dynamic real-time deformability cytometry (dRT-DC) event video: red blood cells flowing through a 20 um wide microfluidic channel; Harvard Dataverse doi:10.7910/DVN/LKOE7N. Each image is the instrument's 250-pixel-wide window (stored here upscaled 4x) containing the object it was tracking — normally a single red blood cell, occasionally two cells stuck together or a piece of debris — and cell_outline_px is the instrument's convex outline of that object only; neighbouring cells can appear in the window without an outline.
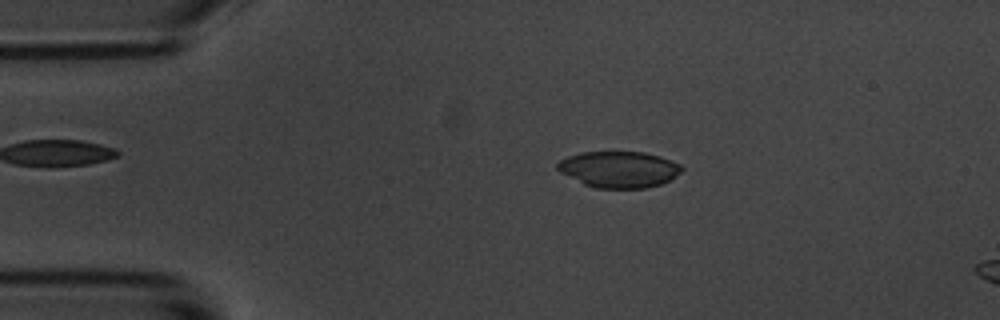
{"species": "common noctule bat (a hibernating species)", "species_latin": "Nyctalus noctula", "temperature_condition": "room temperature", "stored_images_in_passage": 9, "camera_frame_rate_fps": 3000, "um_per_image_px": 0.085, "animal": {"sex": "male", "body_mass_g": 20.1, "forearm_length_mm": 53.5}, "frame": {"image": 1, "passage_image": 2, "time_ms": 1.0, "image_size_px": [1000, 320], "cell_outline_px": [[684, 168], [680, 172], [668, 180], [660, 184], [644, 188], [596, 188], [584, 184], [560, 172], [556, 168], [556, 164], [560, 160], [568, 156], [580, 152], [644, 152], [660, 156], [672, 160], [680, 164]], "centroid_in_image_um": [52.6, 14.39], "position_along_channel_um": 32.4, "area_um2": 26.18}}
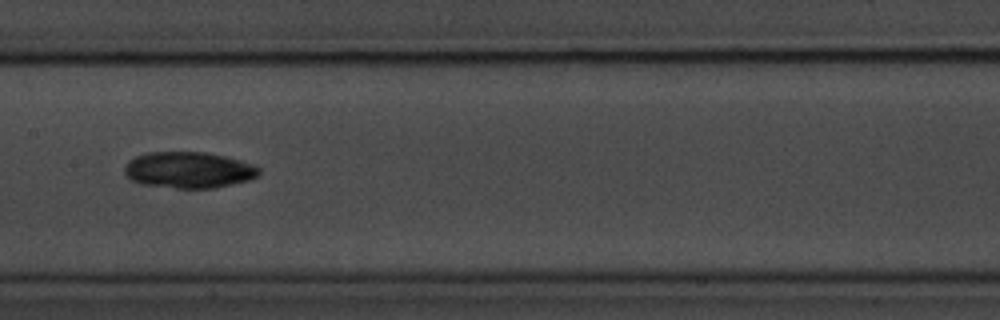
{"frame": {"image": 2, "passage_image": 7, "time_ms": 6.667, "image_size_px": [1000, 320], "cell_outline_px": [[260, 172], [256, 176], [248, 180], [232, 184], [212, 188], [176, 188], [140, 184], [132, 180], [124, 172], [124, 168], [128, 160], [136, 156], [148, 152], [204, 152], [224, 156], [256, 164], [260, 168]], "centroid_in_image_um": [16.04, 14.44], "position_along_channel_um": 191.4, "area_um2": 28.44}}
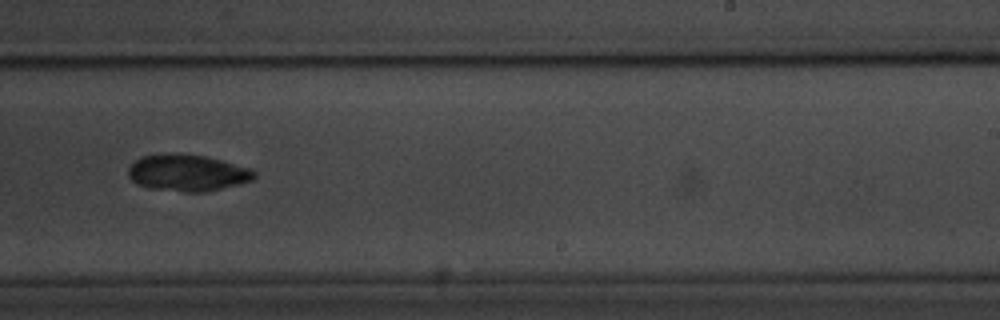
{"frame": {"image": 3, "passage_image": 9, "time_ms": 9.0, "image_size_px": [1000, 320], "cell_outline_px": [[256, 176], [252, 180], [240, 184], [208, 192], [184, 192], [148, 188], [136, 184], [128, 176], [128, 168], [140, 156], [168, 152], [180, 152], [204, 156], [252, 168], [256, 172]], "centroid_in_image_um": [15.92, 14.68], "position_along_channel_um": 273.1, "area_um2": 27.46}}